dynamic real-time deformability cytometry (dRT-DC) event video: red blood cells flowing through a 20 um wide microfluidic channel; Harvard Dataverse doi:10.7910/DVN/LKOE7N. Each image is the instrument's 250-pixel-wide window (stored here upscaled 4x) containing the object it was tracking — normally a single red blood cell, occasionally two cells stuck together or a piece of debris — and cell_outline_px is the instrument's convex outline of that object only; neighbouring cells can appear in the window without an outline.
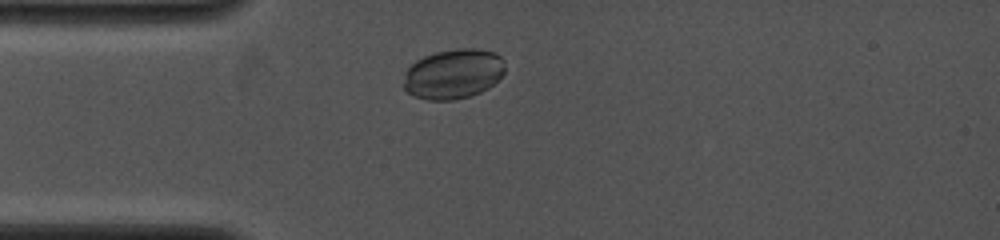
{"species": "common noctule bat (a hibernating species)", "species_latin": "Nyctalus noctula", "temperature_condition": "cold", "stored_images_in_passage": 13, "camera_frame_rate_fps": 4000, "um_per_image_px": 0.085, "animal": {"sex": "female", "body_mass_g": 19.0, "forearm_length_mm": 53.3}, "frame": {"image": 1, "passage_image": 3, "time_ms": 1.25, "image_size_px": [1000, 240], "cell_outline_px": [[504, 72], [488, 88], [480, 92], [468, 96], [452, 100], [428, 100], [412, 96], [404, 88], [404, 72], [416, 60], [424, 56], [436, 52], [456, 48], [476, 48], [496, 52], [504, 60]], "centroid_in_image_um": [38.52, 6.27], "position_along_channel_um": 46.5, "area_um2": 29.54}}
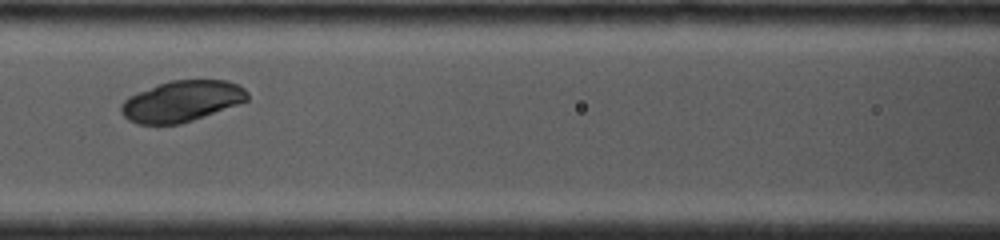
{"frame": {"image": 2, "passage_image": 7, "time_ms": 4.0, "image_size_px": [1000, 240], "cell_outline_px": [[248, 100], [204, 116], [180, 124], [136, 124], [128, 120], [120, 112], [120, 104], [128, 96], [136, 92], [156, 84], [172, 80], [228, 80], [240, 84], [248, 92]], "centroid_in_image_um": [15.41, 8.59], "position_along_channel_um": 151.2, "area_um2": 30.35}}
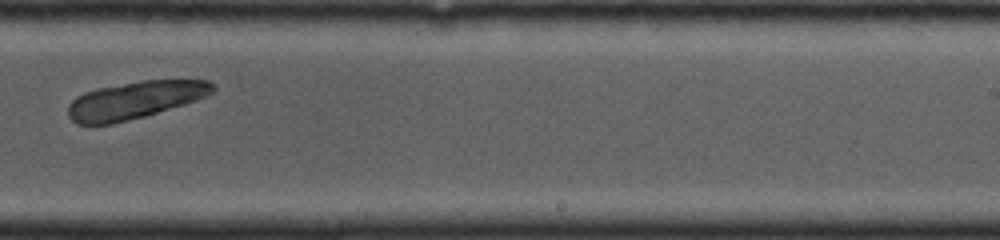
{"frame": {"image": 3, "passage_image": 12, "time_ms": 7.0, "image_size_px": [1000, 240], "cell_outline_px": [[216, 88], [208, 96], [184, 104], [144, 116], [112, 124], [76, 124], [68, 116], [68, 104], [76, 96], [84, 92], [96, 88], [144, 80], [208, 80], [216, 84]], "centroid_in_image_um": [11.47, 8.5], "position_along_channel_um": 277.5, "area_um2": 31.5}}